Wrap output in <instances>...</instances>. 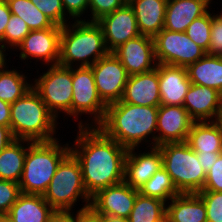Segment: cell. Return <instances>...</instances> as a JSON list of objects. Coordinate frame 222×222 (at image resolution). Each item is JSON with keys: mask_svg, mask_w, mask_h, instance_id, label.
I'll use <instances>...</instances> for the list:
<instances>
[{"mask_svg": "<svg viewBox=\"0 0 222 222\" xmlns=\"http://www.w3.org/2000/svg\"><path fill=\"white\" fill-rule=\"evenodd\" d=\"M42 196L54 210L74 211L81 199L83 207L90 206L91 197L83 184L80 163L71 152L58 165Z\"/></svg>", "mask_w": 222, "mask_h": 222, "instance_id": "cell-6", "label": "cell"}, {"mask_svg": "<svg viewBox=\"0 0 222 222\" xmlns=\"http://www.w3.org/2000/svg\"><path fill=\"white\" fill-rule=\"evenodd\" d=\"M153 40L157 64L187 67L206 54L185 32L163 28Z\"/></svg>", "mask_w": 222, "mask_h": 222, "instance_id": "cell-10", "label": "cell"}, {"mask_svg": "<svg viewBox=\"0 0 222 222\" xmlns=\"http://www.w3.org/2000/svg\"><path fill=\"white\" fill-rule=\"evenodd\" d=\"M211 25L212 13L208 11L205 15L191 22L185 31L186 35L206 53L210 45Z\"/></svg>", "mask_w": 222, "mask_h": 222, "instance_id": "cell-33", "label": "cell"}, {"mask_svg": "<svg viewBox=\"0 0 222 222\" xmlns=\"http://www.w3.org/2000/svg\"><path fill=\"white\" fill-rule=\"evenodd\" d=\"M162 154V167L180 193H198L203 190L206 172L198 156L186 142L157 146Z\"/></svg>", "mask_w": 222, "mask_h": 222, "instance_id": "cell-7", "label": "cell"}, {"mask_svg": "<svg viewBox=\"0 0 222 222\" xmlns=\"http://www.w3.org/2000/svg\"><path fill=\"white\" fill-rule=\"evenodd\" d=\"M138 193L124 181L98 191L90 206L99 214L128 218Z\"/></svg>", "mask_w": 222, "mask_h": 222, "instance_id": "cell-16", "label": "cell"}, {"mask_svg": "<svg viewBox=\"0 0 222 222\" xmlns=\"http://www.w3.org/2000/svg\"><path fill=\"white\" fill-rule=\"evenodd\" d=\"M12 14L21 17L30 30H43L47 28H62L55 25L30 0H6Z\"/></svg>", "mask_w": 222, "mask_h": 222, "instance_id": "cell-30", "label": "cell"}, {"mask_svg": "<svg viewBox=\"0 0 222 222\" xmlns=\"http://www.w3.org/2000/svg\"><path fill=\"white\" fill-rule=\"evenodd\" d=\"M129 5L136 16L140 34L154 37L164 28L165 0H133Z\"/></svg>", "mask_w": 222, "mask_h": 222, "instance_id": "cell-23", "label": "cell"}, {"mask_svg": "<svg viewBox=\"0 0 222 222\" xmlns=\"http://www.w3.org/2000/svg\"><path fill=\"white\" fill-rule=\"evenodd\" d=\"M7 68H9L7 63L0 68V99L12 104L32 88V82L27 81L29 77L22 70L13 67L12 69L11 67L10 69Z\"/></svg>", "mask_w": 222, "mask_h": 222, "instance_id": "cell-28", "label": "cell"}, {"mask_svg": "<svg viewBox=\"0 0 222 222\" xmlns=\"http://www.w3.org/2000/svg\"><path fill=\"white\" fill-rule=\"evenodd\" d=\"M20 194L21 190L18 183L0 180V214L6 215Z\"/></svg>", "mask_w": 222, "mask_h": 222, "instance_id": "cell-37", "label": "cell"}, {"mask_svg": "<svg viewBox=\"0 0 222 222\" xmlns=\"http://www.w3.org/2000/svg\"><path fill=\"white\" fill-rule=\"evenodd\" d=\"M101 222H129L128 218L101 214Z\"/></svg>", "mask_w": 222, "mask_h": 222, "instance_id": "cell-47", "label": "cell"}, {"mask_svg": "<svg viewBox=\"0 0 222 222\" xmlns=\"http://www.w3.org/2000/svg\"><path fill=\"white\" fill-rule=\"evenodd\" d=\"M186 143L196 153L222 152V131L215 121L194 122Z\"/></svg>", "mask_w": 222, "mask_h": 222, "instance_id": "cell-26", "label": "cell"}, {"mask_svg": "<svg viewBox=\"0 0 222 222\" xmlns=\"http://www.w3.org/2000/svg\"><path fill=\"white\" fill-rule=\"evenodd\" d=\"M15 140L10 127L0 125V151Z\"/></svg>", "mask_w": 222, "mask_h": 222, "instance_id": "cell-46", "label": "cell"}, {"mask_svg": "<svg viewBox=\"0 0 222 222\" xmlns=\"http://www.w3.org/2000/svg\"><path fill=\"white\" fill-rule=\"evenodd\" d=\"M207 210V222H222V192L199 191Z\"/></svg>", "mask_w": 222, "mask_h": 222, "instance_id": "cell-35", "label": "cell"}, {"mask_svg": "<svg viewBox=\"0 0 222 222\" xmlns=\"http://www.w3.org/2000/svg\"><path fill=\"white\" fill-rule=\"evenodd\" d=\"M222 106V94L206 86L192 83L183 107L195 122L215 121Z\"/></svg>", "mask_w": 222, "mask_h": 222, "instance_id": "cell-18", "label": "cell"}, {"mask_svg": "<svg viewBox=\"0 0 222 222\" xmlns=\"http://www.w3.org/2000/svg\"><path fill=\"white\" fill-rule=\"evenodd\" d=\"M108 53L103 30L97 22L80 20L62 26L59 65L90 67Z\"/></svg>", "mask_w": 222, "mask_h": 222, "instance_id": "cell-3", "label": "cell"}, {"mask_svg": "<svg viewBox=\"0 0 222 222\" xmlns=\"http://www.w3.org/2000/svg\"><path fill=\"white\" fill-rule=\"evenodd\" d=\"M121 101L139 106L161 105L158 70L129 76Z\"/></svg>", "mask_w": 222, "mask_h": 222, "instance_id": "cell-20", "label": "cell"}, {"mask_svg": "<svg viewBox=\"0 0 222 222\" xmlns=\"http://www.w3.org/2000/svg\"><path fill=\"white\" fill-rule=\"evenodd\" d=\"M129 76L152 71L157 66L153 37L139 35L112 52Z\"/></svg>", "mask_w": 222, "mask_h": 222, "instance_id": "cell-13", "label": "cell"}, {"mask_svg": "<svg viewBox=\"0 0 222 222\" xmlns=\"http://www.w3.org/2000/svg\"><path fill=\"white\" fill-rule=\"evenodd\" d=\"M11 104L0 99V125L10 127Z\"/></svg>", "mask_w": 222, "mask_h": 222, "instance_id": "cell-45", "label": "cell"}, {"mask_svg": "<svg viewBox=\"0 0 222 222\" xmlns=\"http://www.w3.org/2000/svg\"><path fill=\"white\" fill-rule=\"evenodd\" d=\"M72 91V119L79 120L76 121L79 127L97 126L104 118L107 105L98 94L91 67H72ZM83 114L90 116L82 121Z\"/></svg>", "mask_w": 222, "mask_h": 222, "instance_id": "cell-9", "label": "cell"}, {"mask_svg": "<svg viewBox=\"0 0 222 222\" xmlns=\"http://www.w3.org/2000/svg\"><path fill=\"white\" fill-rule=\"evenodd\" d=\"M58 124L33 88L11 104L10 129L15 139L33 142L55 140Z\"/></svg>", "mask_w": 222, "mask_h": 222, "instance_id": "cell-4", "label": "cell"}, {"mask_svg": "<svg viewBox=\"0 0 222 222\" xmlns=\"http://www.w3.org/2000/svg\"><path fill=\"white\" fill-rule=\"evenodd\" d=\"M30 1L57 26L62 27L70 22H73L70 21L72 19L65 13L62 0Z\"/></svg>", "mask_w": 222, "mask_h": 222, "instance_id": "cell-34", "label": "cell"}, {"mask_svg": "<svg viewBox=\"0 0 222 222\" xmlns=\"http://www.w3.org/2000/svg\"><path fill=\"white\" fill-rule=\"evenodd\" d=\"M47 67L32 81V88L57 120L63 113L67 115L66 118L72 117V67L59 64Z\"/></svg>", "mask_w": 222, "mask_h": 222, "instance_id": "cell-8", "label": "cell"}, {"mask_svg": "<svg viewBox=\"0 0 222 222\" xmlns=\"http://www.w3.org/2000/svg\"><path fill=\"white\" fill-rule=\"evenodd\" d=\"M8 56V53L3 49L1 43H0V68L7 63L6 57Z\"/></svg>", "mask_w": 222, "mask_h": 222, "instance_id": "cell-48", "label": "cell"}, {"mask_svg": "<svg viewBox=\"0 0 222 222\" xmlns=\"http://www.w3.org/2000/svg\"><path fill=\"white\" fill-rule=\"evenodd\" d=\"M90 67L102 101L106 105L121 101L129 77L121 61L109 52Z\"/></svg>", "mask_w": 222, "mask_h": 222, "instance_id": "cell-11", "label": "cell"}, {"mask_svg": "<svg viewBox=\"0 0 222 222\" xmlns=\"http://www.w3.org/2000/svg\"><path fill=\"white\" fill-rule=\"evenodd\" d=\"M206 54L209 56H222V16L213 11L210 45Z\"/></svg>", "mask_w": 222, "mask_h": 222, "instance_id": "cell-38", "label": "cell"}, {"mask_svg": "<svg viewBox=\"0 0 222 222\" xmlns=\"http://www.w3.org/2000/svg\"><path fill=\"white\" fill-rule=\"evenodd\" d=\"M215 122L219 125V127L222 131V106L218 112V116H217V119L215 120Z\"/></svg>", "mask_w": 222, "mask_h": 222, "instance_id": "cell-49", "label": "cell"}, {"mask_svg": "<svg viewBox=\"0 0 222 222\" xmlns=\"http://www.w3.org/2000/svg\"><path fill=\"white\" fill-rule=\"evenodd\" d=\"M30 31V28L21 17L11 14L5 28L4 36L0 39L3 49L7 51V53L8 51L10 52V50L14 51Z\"/></svg>", "mask_w": 222, "mask_h": 222, "instance_id": "cell-32", "label": "cell"}, {"mask_svg": "<svg viewBox=\"0 0 222 222\" xmlns=\"http://www.w3.org/2000/svg\"><path fill=\"white\" fill-rule=\"evenodd\" d=\"M33 141L15 139L0 151V180L19 183L28 146Z\"/></svg>", "mask_w": 222, "mask_h": 222, "instance_id": "cell-27", "label": "cell"}, {"mask_svg": "<svg viewBox=\"0 0 222 222\" xmlns=\"http://www.w3.org/2000/svg\"><path fill=\"white\" fill-rule=\"evenodd\" d=\"M70 152L79 161L84 187L90 197L124 182L127 149L97 126H77Z\"/></svg>", "mask_w": 222, "mask_h": 222, "instance_id": "cell-1", "label": "cell"}, {"mask_svg": "<svg viewBox=\"0 0 222 222\" xmlns=\"http://www.w3.org/2000/svg\"><path fill=\"white\" fill-rule=\"evenodd\" d=\"M161 105L183 106L191 86L186 67L157 64Z\"/></svg>", "mask_w": 222, "mask_h": 222, "instance_id": "cell-19", "label": "cell"}, {"mask_svg": "<svg viewBox=\"0 0 222 222\" xmlns=\"http://www.w3.org/2000/svg\"><path fill=\"white\" fill-rule=\"evenodd\" d=\"M194 122L183 106L159 105L156 146L186 142Z\"/></svg>", "mask_w": 222, "mask_h": 222, "instance_id": "cell-14", "label": "cell"}, {"mask_svg": "<svg viewBox=\"0 0 222 222\" xmlns=\"http://www.w3.org/2000/svg\"><path fill=\"white\" fill-rule=\"evenodd\" d=\"M126 3L123 0H89V13L90 19H85L90 22H97L105 15L114 12L116 9L121 8Z\"/></svg>", "mask_w": 222, "mask_h": 222, "instance_id": "cell-36", "label": "cell"}, {"mask_svg": "<svg viewBox=\"0 0 222 222\" xmlns=\"http://www.w3.org/2000/svg\"><path fill=\"white\" fill-rule=\"evenodd\" d=\"M97 23L103 30L105 44L109 52H113L128 40L141 35L136 16L129 4L105 15Z\"/></svg>", "mask_w": 222, "mask_h": 222, "instance_id": "cell-15", "label": "cell"}, {"mask_svg": "<svg viewBox=\"0 0 222 222\" xmlns=\"http://www.w3.org/2000/svg\"><path fill=\"white\" fill-rule=\"evenodd\" d=\"M62 4L72 21L84 20L83 15L88 14L89 0H62Z\"/></svg>", "mask_w": 222, "mask_h": 222, "instance_id": "cell-40", "label": "cell"}, {"mask_svg": "<svg viewBox=\"0 0 222 222\" xmlns=\"http://www.w3.org/2000/svg\"><path fill=\"white\" fill-rule=\"evenodd\" d=\"M60 139L32 142L26 152L19 181L21 193L43 195L60 162L70 153V145Z\"/></svg>", "mask_w": 222, "mask_h": 222, "instance_id": "cell-5", "label": "cell"}, {"mask_svg": "<svg viewBox=\"0 0 222 222\" xmlns=\"http://www.w3.org/2000/svg\"><path fill=\"white\" fill-rule=\"evenodd\" d=\"M2 222H13V221L6 215H2Z\"/></svg>", "mask_w": 222, "mask_h": 222, "instance_id": "cell-50", "label": "cell"}, {"mask_svg": "<svg viewBox=\"0 0 222 222\" xmlns=\"http://www.w3.org/2000/svg\"><path fill=\"white\" fill-rule=\"evenodd\" d=\"M9 5L6 0H0V39L4 36L6 25L11 17Z\"/></svg>", "mask_w": 222, "mask_h": 222, "instance_id": "cell-42", "label": "cell"}, {"mask_svg": "<svg viewBox=\"0 0 222 222\" xmlns=\"http://www.w3.org/2000/svg\"><path fill=\"white\" fill-rule=\"evenodd\" d=\"M157 116L158 106H139L118 101L107 105L104 118L97 127L127 150H141L140 144L144 143H149L148 149L156 147Z\"/></svg>", "mask_w": 222, "mask_h": 222, "instance_id": "cell-2", "label": "cell"}, {"mask_svg": "<svg viewBox=\"0 0 222 222\" xmlns=\"http://www.w3.org/2000/svg\"><path fill=\"white\" fill-rule=\"evenodd\" d=\"M161 222H168V220H167V218H165L163 221H161Z\"/></svg>", "mask_w": 222, "mask_h": 222, "instance_id": "cell-52", "label": "cell"}, {"mask_svg": "<svg viewBox=\"0 0 222 222\" xmlns=\"http://www.w3.org/2000/svg\"><path fill=\"white\" fill-rule=\"evenodd\" d=\"M53 212L42 195L21 193L6 216L13 222H47Z\"/></svg>", "mask_w": 222, "mask_h": 222, "instance_id": "cell-24", "label": "cell"}, {"mask_svg": "<svg viewBox=\"0 0 222 222\" xmlns=\"http://www.w3.org/2000/svg\"><path fill=\"white\" fill-rule=\"evenodd\" d=\"M147 151L145 148L143 153H138L135 148L128 149L125 157L124 181L137 190L162 167L160 149L156 146Z\"/></svg>", "mask_w": 222, "mask_h": 222, "instance_id": "cell-17", "label": "cell"}, {"mask_svg": "<svg viewBox=\"0 0 222 222\" xmlns=\"http://www.w3.org/2000/svg\"><path fill=\"white\" fill-rule=\"evenodd\" d=\"M138 192L147 197L160 199L168 203L173 197L180 192L175 187L171 176L161 167L141 188Z\"/></svg>", "mask_w": 222, "mask_h": 222, "instance_id": "cell-31", "label": "cell"}, {"mask_svg": "<svg viewBox=\"0 0 222 222\" xmlns=\"http://www.w3.org/2000/svg\"><path fill=\"white\" fill-rule=\"evenodd\" d=\"M168 222H207L206 206L197 193H180L166 204Z\"/></svg>", "mask_w": 222, "mask_h": 222, "instance_id": "cell-22", "label": "cell"}, {"mask_svg": "<svg viewBox=\"0 0 222 222\" xmlns=\"http://www.w3.org/2000/svg\"><path fill=\"white\" fill-rule=\"evenodd\" d=\"M47 222H75L74 211L54 210Z\"/></svg>", "mask_w": 222, "mask_h": 222, "instance_id": "cell-44", "label": "cell"}, {"mask_svg": "<svg viewBox=\"0 0 222 222\" xmlns=\"http://www.w3.org/2000/svg\"><path fill=\"white\" fill-rule=\"evenodd\" d=\"M61 28H47L43 30H31L15 51L20 52L21 60L33 59L42 65H57L59 61Z\"/></svg>", "mask_w": 222, "mask_h": 222, "instance_id": "cell-12", "label": "cell"}, {"mask_svg": "<svg viewBox=\"0 0 222 222\" xmlns=\"http://www.w3.org/2000/svg\"><path fill=\"white\" fill-rule=\"evenodd\" d=\"M186 70L191 83L213 88L222 94V56L205 54Z\"/></svg>", "mask_w": 222, "mask_h": 222, "instance_id": "cell-25", "label": "cell"}, {"mask_svg": "<svg viewBox=\"0 0 222 222\" xmlns=\"http://www.w3.org/2000/svg\"><path fill=\"white\" fill-rule=\"evenodd\" d=\"M213 0H172L167 2L164 29L185 32L189 24L205 15Z\"/></svg>", "mask_w": 222, "mask_h": 222, "instance_id": "cell-21", "label": "cell"}, {"mask_svg": "<svg viewBox=\"0 0 222 222\" xmlns=\"http://www.w3.org/2000/svg\"><path fill=\"white\" fill-rule=\"evenodd\" d=\"M75 213V222H101V214L97 213L91 206L78 207Z\"/></svg>", "mask_w": 222, "mask_h": 222, "instance_id": "cell-41", "label": "cell"}, {"mask_svg": "<svg viewBox=\"0 0 222 222\" xmlns=\"http://www.w3.org/2000/svg\"><path fill=\"white\" fill-rule=\"evenodd\" d=\"M126 4H130L133 0H123Z\"/></svg>", "mask_w": 222, "mask_h": 222, "instance_id": "cell-51", "label": "cell"}, {"mask_svg": "<svg viewBox=\"0 0 222 222\" xmlns=\"http://www.w3.org/2000/svg\"><path fill=\"white\" fill-rule=\"evenodd\" d=\"M222 152L197 153L198 161L207 173Z\"/></svg>", "mask_w": 222, "mask_h": 222, "instance_id": "cell-43", "label": "cell"}, {"mask_svg": "<svg viewBox=\"0 0 222 222\" xmlns=\"http://www.w3.org/2000/svg\"><path fill=\"white\" fill-rule=\"evenodd\" d=\"M166 202L140 193L134 201L129 222H161L166 218Z\"/></svg>", "mask_w": 222, "mask_h": 222, "instance_id": "cell-29", "label": "cell"}, {"mask_svg": "<svg viewBox=\"0 0 222 222\" xmlns=\"http://www.w3.org/2000/svg\"><path fill=\"white\" fill-rule=\"evenodd\" d=\"M0 222H2V214H0Z\"/></svg>", "mask_w": 222, "mask_h": 222, "instance_id": "cell-53", "label": "cell"}, {"mask_svg": "<svg viewBox=\"0 0 222 222\" xmlns=\"http://www.w3.org/2000/svg\"><path fill=\"white\" fill-rule=\"evenodd\" d=\"M201 191L222 192V153L206 173V180Z\"/></svg>", "mask_w": 222, "mask_h": 222, "instance_id": "cell-39", "label": "cell"}]
</instances>
